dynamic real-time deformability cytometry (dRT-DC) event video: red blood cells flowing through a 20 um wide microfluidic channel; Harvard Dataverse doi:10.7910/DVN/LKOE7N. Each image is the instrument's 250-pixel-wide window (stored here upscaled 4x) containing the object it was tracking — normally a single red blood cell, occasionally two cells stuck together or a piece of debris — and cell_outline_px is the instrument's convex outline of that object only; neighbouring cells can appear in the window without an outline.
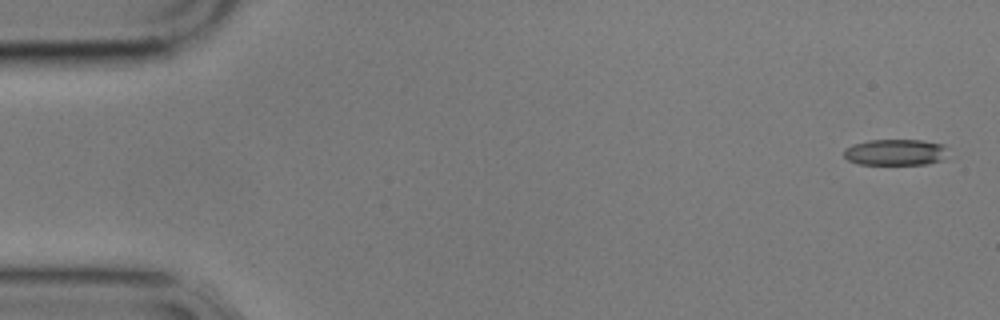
{"species": "common noctule bat (a hibernating species)", "species_latin": "Nyctalus noctula", "temperature_condition": "cold", "stored_images_in_passage": 4, "camera_frame_rate_fps": 3000, "um_per_image_px": 0.085, "animal": {"sex": "male", "body_mass_g": 17.9}, "frame": {"image": 1, "passage_image": 1, "time_ms": 0.0, "image_size_px": [1000, 320], "cell_outline_px": [[944, 160], [928, 164], [860, 164], [848, 160], [844, 156], [844, 148], [852, 144], [868, 140], [924, 140], [944, 144]], "centroid_in_image_um": [76.08, 12.93], "position_along_channel_um": 8.9, "area_um2": 15.9}}
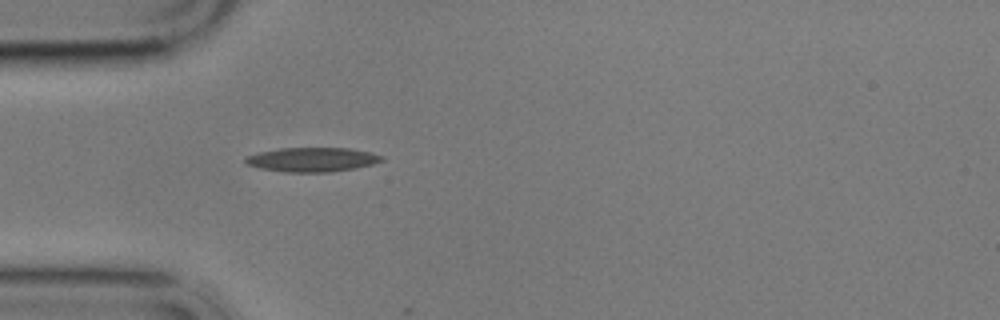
{"frame": {"image": 2, "passage_image": 4, "time_ms": 5.0, "image_size_px": [1000, 320], "cell_outline_px": [[384, 160], [372, 164], [356, 168], [328, 172], [284, 172], [260, 168], [244, 164], [244, 156], [260, 152], [280, 148], [352, 148], [372, 152], [384, 156]], "centroid_in_image_um": [26.53, 13.56], "position_along_channel_um": 58.5, "area_um2": 19.48}}